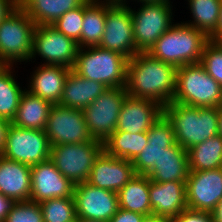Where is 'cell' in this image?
<instances>
[{
	"label": "cell",
	"instance_id": "e0dca14e",
	"mask_svg": "<svg viewBox=\"0 0 222 222\" xmlns=\"http://www.w3.org/2000/svg\"><path fill=\"white\" fill-rule=\"evenodd\" d=\"M135 175L132 161L116 158L103 150L95 160L87 183L118 192Z\"/></svg>",
	"mask_w": 222,
	"mask_h": 222
},
{
	"label": "cell",
	"instance_id": "7bdbcfd3",
	"mask_svg": "<svg viewBox=\"0 0 222 222\" xmlns=\"http://www.w3.org/2000/svg\"><path fill=\"white\" fill-rule=\"evenodd\" d=\"M213 222H222V200L211 211Z\"/></svg>",
	"mask_w": 222,
	"mask_h": 222
},
{
	"label": "cell",
	"instance_id": "4316f807",
	"mask_svg": "<svg viewBox=\"0 0 222 222\" xmlns=\"http://www.w3.org/2000/svg\"><path fill=\"white\" fill-rule=\"evenodd\" d=\"M150 178L136 174L118 194L119 208L144 216L152 215L149 194Z\"/></svg>",
	"mask_w": 222,
	"mask_h": 222
},
{
	"label": "cell",
	"instance_id": "b9f144b4",
	"mask_svg": "<svg viewBox=\"0 0 222 222\" xmlns=\"http://www.w3.org/2000/svg\"><path fill=\"white\" fill-rule=\"evenodd\" d=\"M209 40L222 44V4L220 7V15L216 32L209 38Z\"/></svg>",
	"mask_w": 222,
	"mask_h": 222
},
{
	"label": "cell",
	"instance_id": "8992f818",
	"mask_svg": "<svg viewBox=\"0 0 222 222\" xmlns=\"http://www.w3.org/2000/svg\"><path fill=\"white\" fill-rule=\"evenodd\" d=\"M35 26L19 6L0 21V65L30 62Z\"/></svg>",
	"mask_w": 222,
	"mask_h": 222
},
{
	"label": "cell",
	"instance_id": "3957f363",
	"mask_svg": "<svg viewBox=\"0 0 222 222\" xmlns=\"http://www.w3.org/2000/svg\"><path fill=\"white\" fill-rule=\"evenodd\" d=\"M209 38L184 22L168 29L147 51L152 57L176 68L200 63L205 44Z\"/></svg>",
	"mask_w": 222,
	"mask_h": 222
},
{
	"label": "cell",
	"instance_id": "9a60e30c",
	"mask_svg": "<svg viewBox=\"0 0 222 222\" xmlns=\"http://www.w3.org/2000/svg\"><path fill=\"white\" fill-rule=\"evenodd\" d=\"M222 200V167L190 171L186 180L187 208L211 212Z\"/></svg>",
	"mask_w": 222,
	"mask_h": 222
},
{
	"label": "cell",
	"instance_id": "83f0119b",
	"mask_svg": "<svg viewBox=\"0 0 222 222\" xmlns=\"http://www.w3.org/2000/svg\"><path fill=\"white\" fill-rule=\"evenodd\" d=\"M187 151L190 171L222 167V136L219 134L192 146Z\"/></svg>",
	"mask_w": 222,
	"mask_h": 222
},
{
	"label": "cell",
	"instance_id": "f6af8a7d",
	"mask_svg": "<svg viewBox=\"0 0 222 222\" xmlns=\"http://www.w3.org/2000/svg\"><path fill=\"white\" fill-rule=\"evenodd\" d=\"M95 2H99V3H105V4H110V5H126L128 4L126 1L127 0H93Z\"/></svg>",
	"mask_w": 222,
	"mask_h": 222
},
{
	"label": "cell",
	"instance_id": "ac0fdd59",
	"mask_svg": "<svg viewBox=\"0 0 222 222\" xmlns=\"http://www.w3.org/2000/svg\"><path fill=\"white\" fill-rule=\"evenodd\" d=\"M163 114V106L150 99L129 95L123 101L115 131L147 132Z\"/></svg>",
	"mask_w": 222,
	"mask_h": 222
},
{
	"label": "cell",
	"instance_id": "f35d334b",
	"mask_svg": "<svg viewBox=\"0 0 222 222\" xmlns=\"http://www.w3.org/2000/svg\"><path fill=\"white\" fill-rule=\"evenodd\" d=\"M14 204L15 202L12 199L0 194V222H4Z\"/></svg>",
	"mask_w": 222,
	"mask_h": 222
},
{
	"label": "cell",
	"instance_id": "8d00e7d4",
	"mask_svg": "<svg viewBox=\"0 0 222 222\" xmlns=\"http://www.w3.org/2000/svg\"><path fill=\"white\" fill-rule=\"evenodd\" d=\"M172 222H213V217L209 211L186 208Z\"/></svg>",
	"mask_w": 222,
	"mask_h": 222
},
{
	"label": "cell",
	"instance_id": "60d3db41",
	"mask_svg": "<svg viewBox=\"0 0 222 222\" xmlns=\"http://www.w3.org/2000/svg\"><path fill=\"white\" fill-rule=\"evenodd\" d=\"M11 122L0 117V154L6 146L7 132Z\"/></svg>",
	"mask_w": 222,
	"mask_h": 222
},
{
	"label": "cell",
	"instance_id": "ee69618b",
	"mask_svg": "<svg viewBox=\"0 0 222 222\" xmlns=\"http://www.w3.org/2000/svg\"><path fill=\"white\" fill-rule=\"evenodd\" d=\"M143 222H172V220L162 216L149 215L145 217Z\"/></svg>",
	"mask_w": 222,
	"mask_h": 222
},
{
	"label": "cell",
	"instance_id": "bcb514c9",
	"mask_svg": "<svg viewBox=\"0 0 222 222\" xmlns=\"http://www.w3.org/2000/svg\"><path fill=\"white\" fill-rule=\"evenodd\" d=\"M219 111V135L222 136V105L218 107Z\"/></svg>",
	"mask_w": 222,
	"mask_h": 222
},
{
	"label": "cell",
	"instance_id": "5b68a950",
	"mask_svg": "<svg viewBox=\"0 0 222 222\" xmlns=\"http://www.w3.org/2000/svg\"><path fill=\"white\" fill-rule=\"evenodd\" d=\"M172 102L189 106L219 107L222 105V86L200 63L177 68L176 90Z\"/></svg>",
	"mask_w": 222,
	"mask_h": 222
},
{
	"label": "cell",
	"instance_id": "6da1fadb",
	"mask_svg": "<svg viewBox=\"0 0 222 222\" xmlns=\"http://www.w3.org/2000/svg\"><path fill=\"white\" fill-rule=\"evenodd\" d=\"M177 68L152 57L147 52H138L128 59L126 85L131 97L150 99L161 106L172 103L176 90Z\"/></svg>",
	"mask_w": 222,
	"mask_h": 222
},
{
	"label": "cell",
	"instance_id": "ba28073f",
	"mask_svg": "<svg viewBox=\"0 0 222 222\" xmlns=\"http://www.w3.org/2000/svg\"><path fill=\"white\" fill-rule=\"evenodd\" d=\"M172 7V2L142 3L137 11L130 7L134 40L139 52H147L174 25Z\"/></svg>",
	"mask_w": 222,
	"mask_h": 222
},
{
	"label": "cell",
	"instance_id": "7402d4cb",
	"mask_svg": "<svg viewBox=\"0 0 222 222\" xmlns=\"http://www.w3.org/2000/svg\"><path fill=\"white\" fill-rule=\"evenodd\" d=\"M71 68L41 64L31 75L28 92L40 96L52 105L59 104L64 83Z\"/></svg>",
	"mask_w": 222,
	"mask_h": 222
},
{
	"label": "cell",
	"instance_id": "9c48e42d",
	"mask_svg": "<svg viewBox=\"0 0 222 222\" xmlns=\"http://www.w3.org/2000/svg\"><path fill=\"white\" fill-rule=\"evenodd\" d=\"M127 95L125 87L108 88L82 110L94 140L104 144L116 130L120 109Z\"/></svg>",
	"mask_w": 222,
	"mask_h": 222
},
{
	"label": "cell",
	"instance_id": "d4e9b609",
	"mask_svg": "<svg viewBox=\"0 0 222 222\" xmlns=\"http://www.w3.org/2000/svg\"><path fill=\"white\" fill-rule=\"evenodd\" d=\"M52 104L25 88L11 124L27 129L45 130Z\"/></svg>",
	"mask_w": 222,
	"mask_h": 222
},
{
	"label": "cell",
	"instance_id": "44dd1931",
	"mask_svg": "<svg viewBox=\"0 0 222 222\" xmlns=\"http://www.w3.org/2000/svg\"><path fill=\"white\" fill-rule=\"evenodd\" d=\"M31 166L0 155V194L14 202L30 200Z\"/></svg>",
	"mask_w": 222,
	"mask_h": 222
},
{
	"label": "cell",
	"instance_id": "f1b7e54d",
	"mask_svg": "<svg viewBox=\"0 0 222 222\" xmlns=\"http://www.w3.org/2000/svg\"><path fill=\"white\" fill-rule=\"evenodd\" d=\"M106 12L107 4L105 3L93 0H86L84 2L81 48L99 45L104 33Z\"/></svg>",
	"mask_w": 222,
	"mask_h": 222
},
{
	"label": "cell",
	"instance_id": "f546056e",
	"mask_svg": "<svg viewBox=\"0 0 222 222\" xmlns=\"http://www.w3.org/2000/svg\"><path fill=\"white\" fill-rule=\"evenodd\" d=\"M148 143L147 132L114 131L104 142V150L116 158L133 161Z\"/></svg>",
	"mask_w": 222,
	"mask_h": 222
},
{
	"label": "cell",
	"instance_id": "cb8c5ba5",
	"mask_svg": "<svg viewBox=\"0 0 222 222\" xmlns=\"http://www.w3.org/2000/svg\"><path fill=\"white\" fill-rule=\"evenodd\" d=\"M107 89L102 83L83 78L71 69L59 105L83 110Z\"/></svg>",
	"mask_w": 222,
	"mask_h": 222
},
{
	"label": "cell",
	"instance_id": "484cf974",
	"mask_svg": "<svg viewBox=\"0 0 222 222\" xmlns=\"http://www.w3.org/2000/svg\"><path fill=\"white\" fill-rule=\"evenodd\" d=\"M86 0H18V6L36 25H52L64 13Z\"/></svg>",
	"mask_w": 222,
	"mask_h": 222
},
{
	"label": "cell",
	"instance_id": "ffe728a7",
	"mask_svg": "<svg viewBox=\"0 0 222 222\" xmlns=\"http://www.w3.org/2000/svg\"><path fill=\"white\" fill-rule=\"evenodd\" d=\"M150 205L152 215L173 220L187 208L186 182H153L149 184Z\"/></svg>",
	"mask_w": 222,
	"mask_h": 222
},
{
	"label": "cell",
	"instance_id": "d590c367",
	"mask_svg": "<svg viewBox=\"0 0 222 222\" xmlns=\"http://www.w3.org/2000/svg\"><path fill=\"white\" fill-rule=\"evenodd\" d=\"M4 222H44L39 203L15 202Z\"/></svg>",
	"mask_w": 222,
	"mask_h": 222
},
{
	"label": "cell",
	"instance_id": "603a6c76",
	"mask_svg": "<svg viewBox=\"0 0 222 222\" xmlns=\"http://www.w3.org/2000/svg\"><path fill=\"white\" fill-rule=\"evenodd\" d=\"M189 172L188 151L176 143L165 148L147 176L153 182H186Z\"/></svg>",
	"mask_w": 222,
	"mask_h": 222
},
{
	"label": "cell",
	"instance_id": "7c38bea8",
	"mask_svg": "<svg viewBox=\"0 0 222 222\" xmlns=\"http://www.w3.org/2000/svg\"><path fill=\"white\" fill-rule=\"evenodd\" d=\"M51 146L93 141L83 111L52 105L45 128Z\"/></svg>",
	"mask_w": 222,
	"mask_h": 222
},
{
	"label": "cell",
	"instance_id": "4dcf8cb0",
	"mask_svg": "<svg viewBox=\"0 0 222 222\" xmlns=\"http://www.w3.org/2000/svg\"><path fill=\"white\" fill-rule=\"evenodd\" d=\"M13 65H0V117L14 119L22 94L25 92L12 74Z\"/></svg>",
	"mask_w": 222,
	"mask_h": 222
},
{
	"label": "cell",
	"instance_id": "30bf717a",
	"mask_svg": "<svg viewBox=\"0 0 222 222\" xmlns=\"http://www.w3.org/2000/svg\"><path fill=\"white\" fill-rule=\"evenodd\" d=\"M51 145L45 130H35L10 125L6 146L0 154L4 158L29 166L50 159Z\"/></svg>",
	"mask_w": 222,
	"mask_h": 222
},
{
	"label": "cell",
	"instance_id": "7dc6e473",
	"mask_svg": "<svg viewBox=\"0 0 222 222\" xmlns=\"http://www.w3.org/2000/svg\"><path fill=\"white\" fill-rule=\"evenodd\" d=\"M139 3H161V2H170V0H137Z\"/></svg>",
	"mask_w": 222,
	"mask_h": 222
},
{
	"label": "cell",
	"instance_id": "ab89813d",
	"mask_svg": "<svg viewBox=\"0 0 222 222\" xmlns=\"http://www.w3.org/2000/svg\"><path fill=\"white\" fill-rule=\"evenodd\" d=\"M18 6V0H0V21Z\"/></svg>",
	"mask_w": 222,
	"mask_h": 222
},
{
	"label": "cell",
	"instance_id": "52a82bcc",
	"mask_svg": "<svg viewBox=\"0 0 222 222\" xmlns=\"http://www.w3.org/2000/svg\"><path fill=\"white\" fill-rule=\"evenodd\" d=\"M104 150L98 140L51 146L50 160L74 185L87 182L95 160Z\"/></svg>",
	"mask_w": 222,
	"mask_h": 222
},
{
	"label": "cell",
	"instance_id": "8fae6325",
	"mask_svg": "<svg viewBox=\"0 0 222 222\" xmlns=\"http://www.w3.org/2000/svg\"><path fill=\"white\" fill-rule=\"evenodd\" d=\"M78 50V43L52 25L35 26L30 60L37 54L45 65H61L72 69Z\"/></svg>",
	"mask_w": 222,
	"mask_h": 222
},
{
	"label": "cell",
	"instance_id": "2e32d148",
	"mask_svg": "<svg viewBox=\"0 0 222 222\" xmlns=\"http://www.w3.org/2000/svg\"><path fill=\"white\" fill-rule=\"evenodd\" d=\"M74 187L75 185L57 170L50 159L31 166L32 202L41 203L53 198L72 197Z\"/></svg>",
	"mask_w": 222,
	"mask_h": 222
},
{
	"label": "cell",
	"instance_id": "1f68e13d",
	"mask_svg": "<svg viewBox=\"0 0 222 222\" xmlns=\"http://www.w3.org/2000/svg\"><path fill=\"white\" fill-rule=\"evenodd\" d=\"M192 13V22H185L210 38L215 32L222 0H187ZM194 20V21H193Z\"/></svg>",
	"mask_w": 222,
	"mask_h": 222
},
{
	"label": "cell",
	"instance_id": "e575fe53",
	"mask_svg": "<svg viewBox=\"0 0 222 222\" xmlns=\"http://www.w3.org/2000/svg\"><path fill=\"white\" fill-rule=\"evenodd\" d=\"M200 64L222 86V44L209 40L204 46Z\"/></svg>",
	"mask_w": 222,
	"mask_h": 222
},
{
	"label": "cell",
	"instance_id": "d6986e66",
	"mask_svg": "<svg viewBox=\"0 0 222 222\" xmlns=\"http://www.w3.org/2000/svg\"><path fill=\"white\" fill-rule=\"evenodd\" d=\"M147 138V145L132 161L135 174L138 175H147L165 148L176 144L173 127L164 114L147 131Z\"/></svg>",
	"mask_w": 222,
	"mask_h": 222
},
{
	"label": "cell",
	"instance_id": "277c9868",
	"mask_svg": "<svg viewBox=\"0 0 222 222\" xmlns=\"http://www.w3.org/2000/svg\"><path fill=\"white\" fill-rule=\"evenodd\" d=\"M127 64L128 58L121 53L99 46H88L79 48L72 70L107 88H118L126 85Z\"/></svg>",
	"mask_w": 222,
	"mask_h": 222
},
{
	"label": "cell",
	"instance_id": "836d02e7",
	"mask_svg": "<svg viewBox=\"0 0 222 222\" xmlns=\"http://www.w3.org/2000/svg\"><path fill=\"white\" fill-rule=\"evenodd\" d=\"M84 18V3L68 12L64 13L56 22L52 24L59 32L78 43L81 48V31Z\"/></svg>",
	"mask_w": 222,
	"mask_h": 222
},
{
	"label": "cell",
	"instance_id": "d6a6232c",
	"mask_svg": "<svg viewBox=\"0 0 222 222\" xmlns=\"http://www.w3.org/2000/svg\"><path fill=\"white\" fill-rule=\"evenodd\" d=\"M39 205L44 222H72L77 219L73 196L53 198Z\"/></svg>",
	"mask_w": 222,
	"mask_h": 222
},
{
	"label": "cell",
	"instance_id": "7a4b0ae2",
	"mask_svg": "<svg viewBox=\"0 0 222 222\" xmlns=\"http://www.w3.org/2000/svg\"><path fill=\"white\" fill-rule=\"evenodd\" d=\"M170 121L176 143L185 150L219 134L218 107L189 106L172 102L163 107Z\"/></svg>",
	"mask_w": 222,
	"mask_h": 222
},
{
	"label": "cell",
	"instance_id": "4fadbf2b",
	"mask_svg": "<svg viewBox=\"0 0 222 222\" xmlns=\"http://www.w3.org/2000/svg\"><path fill=\"white\" fill-rule=\"evenodd\" d=\"M98 46L121 53L128 59L139 52L135 45L129 5L107 4L104 33Z\"/></svg>",
	"mask_w": 222,
	"mask_h": 222
},
{
	"label": "cell",
	"instance_id": "c3c4849f",
	"mask_svg": "<svg viewBox=\"0 0 222 222\" xmlns=\"http://www.w3.org/2000/svg\"><path fill=\"white\" fill-rule=\"evenodd\" d=\"M78 222H106V221H96L91 219H78Z\"/></svg>",
	"mask_w": 222,
	"mask_h": 222
},
{
	"label": "cell",
	"instance_id": "74e56055",
	"mask_svg": "<svg viewBox=\"0 0 222 222\" xmlns=\"http://www.w3.org/2000/svg\"><path fill=\"white\" fill-rule=\"evenodd\" d=\"M146 216L119 208L109 222H143Z\"/></svg>",
	"mask_w": 222,
	"mask_h": 222
},
{
	"label": "cell",
	"instance_id": "5bb4252c",
	"mask_svg": "<svg viewBox=\"0 0 222 222\" xmlns=\"http://www.w3.org/2000/svg\"><path fill=\"white\" fill-rule=\"evenodd\" d=\"M73 197L77 219L109 222L119 209L117 192L87 182L75 185Z\"/></svg>",
	"mask_w": 222,
	"mask_h": 222
}]
</instances>
